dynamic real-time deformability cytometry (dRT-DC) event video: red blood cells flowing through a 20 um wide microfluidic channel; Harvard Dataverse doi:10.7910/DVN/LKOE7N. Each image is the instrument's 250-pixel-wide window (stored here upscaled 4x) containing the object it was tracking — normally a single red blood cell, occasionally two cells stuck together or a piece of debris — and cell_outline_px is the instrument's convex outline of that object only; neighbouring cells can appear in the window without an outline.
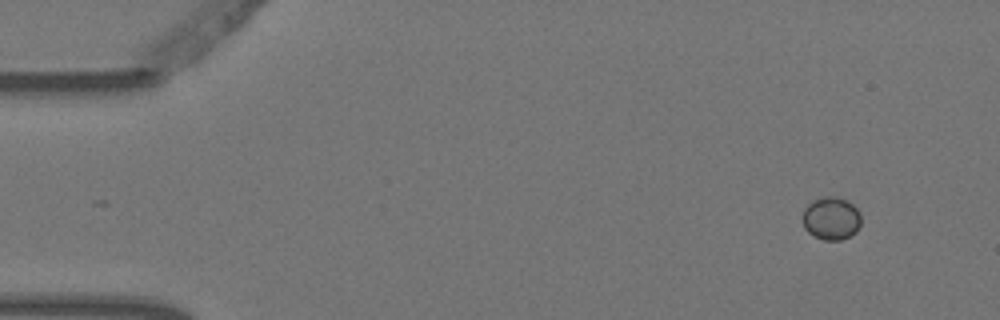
{"species": "Egyptian fruit bat (a non-hibernating species)", "species_latin": "Rousettus aegyptiacus", "temperature_condition": "warm", "stored_images_in_passage": 4, "camera_frame_rate_fps": 3000, "um_per_image_px": 0.085, "animal": {"sex": "female"}, "frame": {"image": 1, "passage_image": 1, "time_ms": 0.0, "image_size_px": [1000, 320], "cell_outline_px": [[860, 224], [856, 232], [840, 240], [824, 240], [812, 236], [804, 228], [804, 208], [812, 200], [824, 196], [836, 196], [852, 204], [860, 212]], "centroid_in_image_um": [70.64, 18.56], "position_along_channel_um": 14.4, "area_um2": 14.57}}
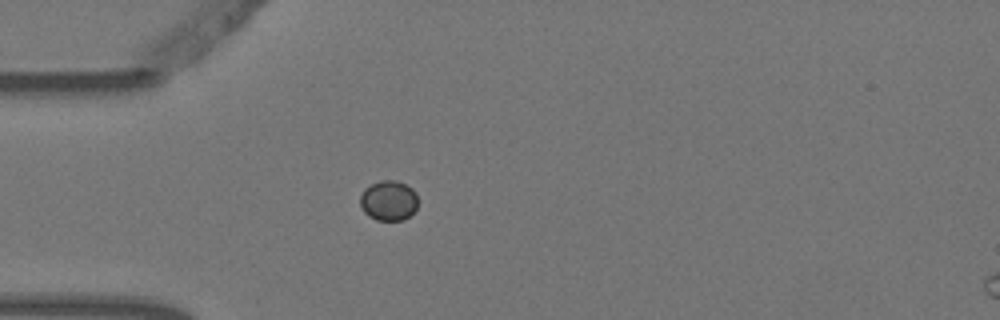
{"frame": {"image": 2, "passage_image": 4, "time_ms": 1.0, "image_size_px": [1000, 320], "cell_outline_px": [[416, 208], [404, 220], [376, 220], [368, 216], [364, 212], [360, 204], [360, 196], [364, 188], [372, 184], [384, 180], [396, 180], [412, 188], [416, 192]], "centroid_in_image_um": [33.01, 17.05], "position_along_channel_um": 52.0, "area_um2": 13.41}}